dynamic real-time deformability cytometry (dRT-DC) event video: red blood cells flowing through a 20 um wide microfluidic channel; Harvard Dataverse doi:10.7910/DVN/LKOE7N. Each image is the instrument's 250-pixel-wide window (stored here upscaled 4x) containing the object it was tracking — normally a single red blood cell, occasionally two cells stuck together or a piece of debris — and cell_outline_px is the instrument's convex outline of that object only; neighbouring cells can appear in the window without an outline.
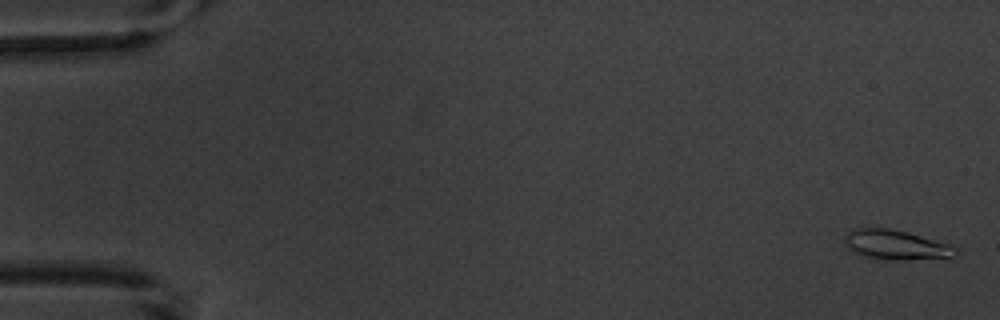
{"species": "common noctule bat (a hibernating species)", "species_latin": "Nyctalus noctula", "temperature_condition": "warm", "stored_images_in_passage": 15, "camera_frame_rate_fps": 3000, "um_per_image_px": 0.085, "animal": {"sex": "male", "body_mass_g": 20.1, "forearm_length_mm": 53.5}, "frame": {"image": 1, "passage_image": 1, "time_ms": 0.0, "image_size_px": [1000, 320], "cell_outline_px": [[960, 256], [904, 260], [896, 260], [864, 256], [852, 252], [844, 244], [844, 236], [852, 228], [888, 228], [908, 232], [952, 244], [960, 248]], "centroid_in_image_um": [76.22, 20.81], "position_along_channel_um": 8.8, "area_um2": 19.59}}
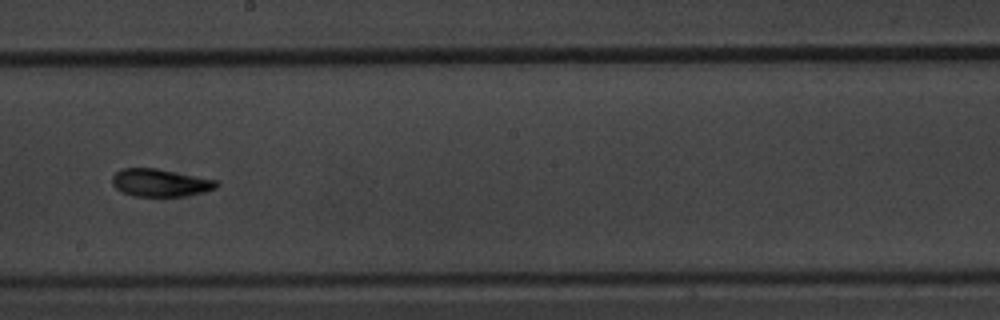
{"frame": {"image": 2, "passage_image": 9, "time_ms": 10.333, "image_size_px": [1000, 320], "cell_outline_px": [[220, 184], [216, 188], [204, 192], [184, 196], [132, 196], [116, 188], [112, 184], [112, 176], [120, 168], [156, 168], [216, 180]], "centroid_in_image_um": [13.61, 15.53], "position_along_channel_um": 234.6, "area_um2": 16.76}}
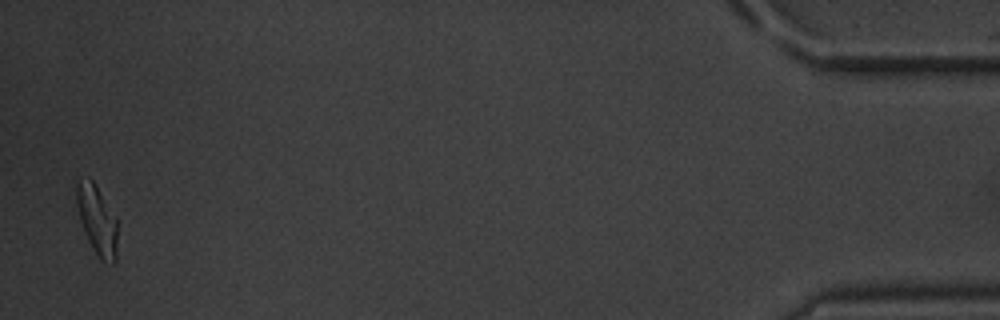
{"frame": {"image": 3, "passage_image": 15, "time_ms": 18.0, "image_size_px": [1000, 320], "cell_outline_px": [[116, 260], [112, 264], [100, 260], [88, 240], [84, 232], [80, 220], [76, 204], [76, 184], [88, 176], [92, 180], [116, 216]], "centroid_in_image_um": [8.24, 18.71], "position_along_channel_um": 427.0, "area_um2": 16.36}, "authors_computed_cell_mechanics": {"area_um2": 16.762, "velocity_mm_per_s": 3.625, "shape_relaxation_time_tau1_ms": 2.3633, "shape_relaxation_time_tau2_ms": 1.8696, "deformation_change_tau1": 0.1423, "deformation_change_tau2": 0.0967}}